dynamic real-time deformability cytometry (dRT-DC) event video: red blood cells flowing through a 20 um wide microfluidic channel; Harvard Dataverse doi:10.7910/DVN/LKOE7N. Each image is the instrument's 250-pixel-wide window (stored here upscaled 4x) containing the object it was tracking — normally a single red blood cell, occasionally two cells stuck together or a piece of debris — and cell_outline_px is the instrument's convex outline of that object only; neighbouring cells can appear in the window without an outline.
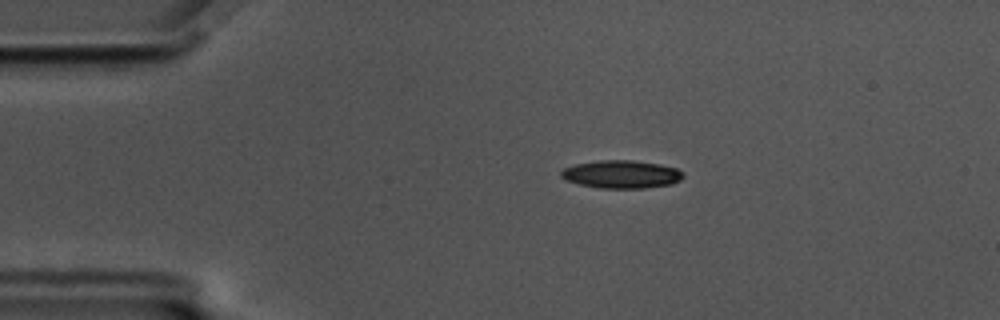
{"species": "common noctule bat (a hibernating species)", "species_latin": "Nyctalus noctula", "temperature_condition": "cold", "stored_images_in_passage": 48, "camera_frame_rate_fps": 3000, "um_per_image_px": 0.085, "animal": {"sex": "male", "body_mass_g": 17.5, "forearm_length_mm": 52.3}, "frame": {"image": 1, "passage_image": 1, "time_ms": 0.0, "image_size_px": [1000, 320], "cell_outline_px": [[684, 176], [680, 180], [672, 184], [644, 188], [600, 188], [580, 184], [564, 180], [560, 176], [560, 172], [564, 168], [576, 164], [600, 160], [632, 160], [660, 164], [676, 168], [684, 172]], "centroid_in_image_um": [52.83, 14.81], "position_along_channel_um": 32.2, "area_um2": 19.94}}
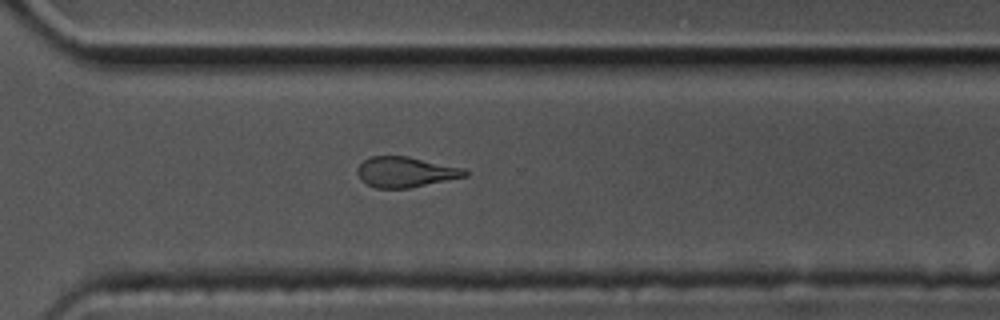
{"frame": {"image": 2, "passage_image": 31, "time_ms": 10.0, "image_size_px": [1000, 320], "cell_outline_px": [[468, 176], [408, 188], [376, 188], [360, 180], [356, 172], [356, 168], [364, 160], [372, 156], [408, 156], [464, 168], [468, 172]], "centroid_in_image_um": [34.46, 14.62], "position_along_channel_um": 336.1, "area_um2": 19.07}}
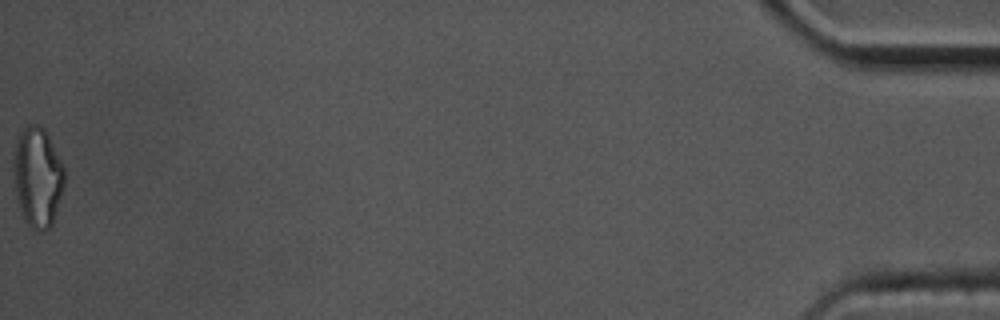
{"frame": {"image": 3, "passage_image": 48, "time_ms": 15.667, "image_size_px": [1000, 320], "cell_outline_px": [[64, 188], [52, 224], [44, 232], [40, 232], [32, 228], [24, 220], [16, 196], [12, 164], [12, 156], [16, 140], [20, 132], [28, 124], [36, 124], [44, 128], [48, 132], [64, 168]], "centroid_in_image_um": [3.18, 15.02], "position_along_channel_um": 432.0, "area_um2": 30.06}, "authors_computed_cell_mechanics": {"area_um2": 20.4612, "velocity_mm_per_s": 3.4742, "shape_relaxation_time_tau1_ms": null, "shape_relaxation_time_tau2_ms": 5.8223, "deformation_change_tau1": null, "deformation_change_tau2": 0.1423}}